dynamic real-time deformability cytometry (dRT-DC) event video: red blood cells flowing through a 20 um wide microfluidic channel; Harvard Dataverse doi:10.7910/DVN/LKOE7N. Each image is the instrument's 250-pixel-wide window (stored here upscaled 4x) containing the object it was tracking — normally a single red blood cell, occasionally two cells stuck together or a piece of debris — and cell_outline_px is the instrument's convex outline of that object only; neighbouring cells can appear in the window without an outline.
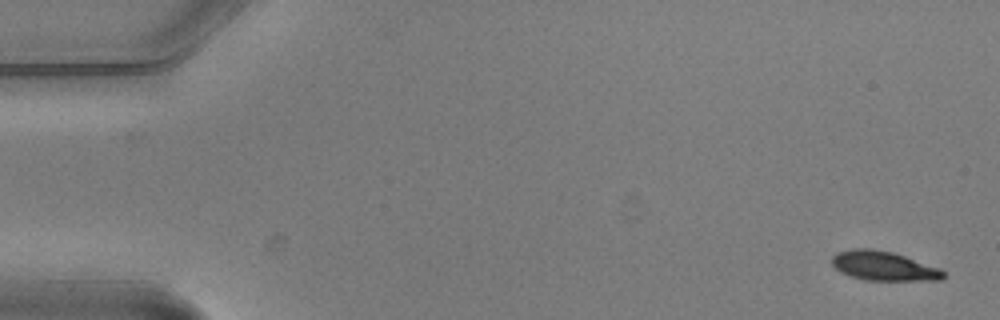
{"species": "common noctule bat (a hibernating species)", "species_latin": "Nyctalus noctula", "temperature_condition": "warm", "stored_images_in_passage": 2, "camera_frame_rate_fps": 3000, "um_per_image_px": 0.085, "animal": {"sex": "male", "body_mass_g": 20.5, "forearm_length_mm": 52.5}, "frame": {"image": 1, "passage_image": 2, "time_ms": 0.333, "image_size_px": [1000, 320], "cell_outline_px": [[944, 276], [940, 280], [864, 280], [840, 272], [832, 264], [832, 256], [836, 252], [852, 248], [872, 248], [892, 252], [940, 268], [944, 272]], "centroid_in_image_um": [75.07, 22.59], "position_along_channel_um": 9.9, "area_um2": 18.96}}